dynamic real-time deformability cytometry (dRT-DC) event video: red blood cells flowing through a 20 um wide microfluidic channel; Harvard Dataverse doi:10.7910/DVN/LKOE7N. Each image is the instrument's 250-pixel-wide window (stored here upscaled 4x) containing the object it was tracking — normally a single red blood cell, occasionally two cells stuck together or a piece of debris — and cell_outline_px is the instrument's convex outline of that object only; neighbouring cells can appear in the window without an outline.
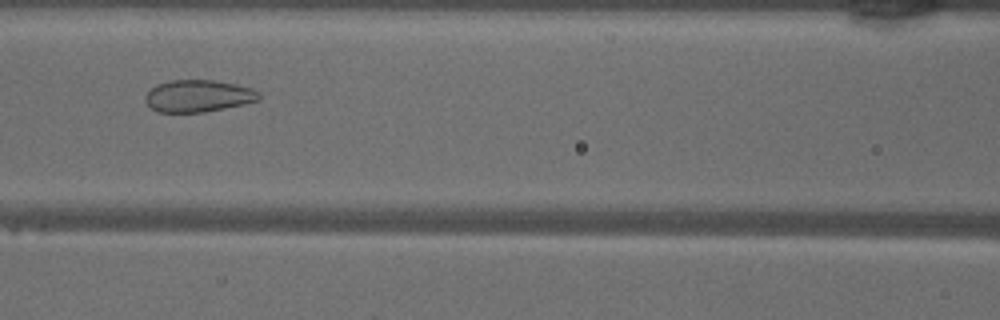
{"species": "common noctule bat (a hibernating species)", "species_latin": "Nyctalus noctula", "temperature_condition": "warm", "stored_images_in_passage": 35, "camera_frame_rate_fps": 3000, "um_per_image_px": 0.085, "animal": {"sex": "male", "body_mass_g": 18.8}, "frame": {"image": 1, "passage_image": 7, "time_ms": 2.0, "image_size_px": [1000, 320], "cell_outline_px": [[260, 100], [244, 104], [204, 112], [156, 112], [144, 100], [144, 96], [156, 84], [168, 80], [216, 80], [236, 84], [252, 88], [260, 92]], "centroid_in_image_um": [16.86, 8.15], "position_along_channel_um": 149.7, "area_um2": 21.39}}
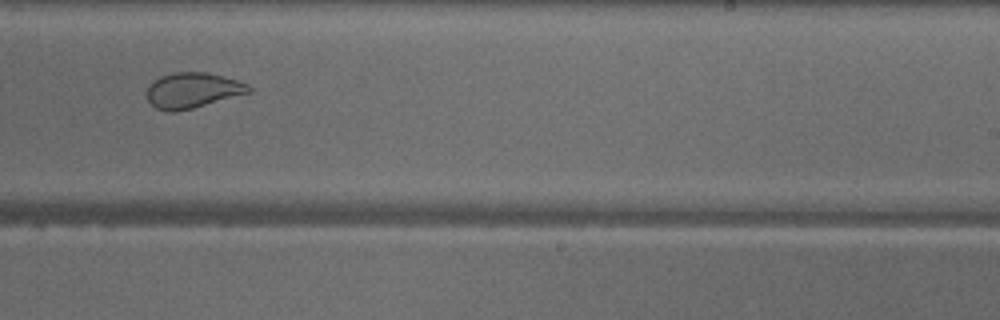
{"frame": {"image": 2, "passage_image": 16, "time_ms": 5.0, "image_size_px": [1000, 320], "cell_outline_px": [[252, 92], [192, 108], [176, 112], [168, 112], [156, 108], [148, 100], [148, 84], [152, 80], [160, 76], [172, 72], [208, 72], [224, 76], [248, 84], [252, 88]], "centroid_in_image_um": [16.37, 7.67], "position_along_channel_um": 272.6, "area_um2": 21.15}}
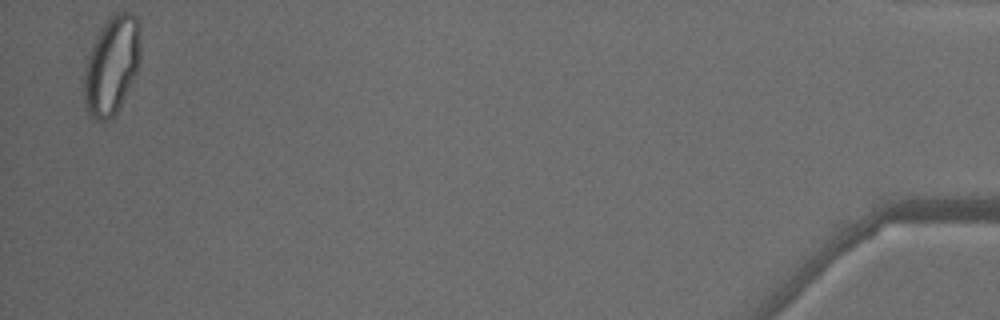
{"frame": {"image": 3, "passage_image": 34, "time_ms": 11.0, "image_size_px": [1000, 320], "cell_outline_px": [[140, 64], [116, 112], [108, 120], [96, 120], [88, 116], [84, 104], [84, 72], [88, 52], [92, 44], [108, 16], [116, 12], [132, 12], [136, 16], [140, 44]], "centroid_in_image_um": [9.47, 5.54], "position_along_channel_um": 425.7, "area_um2": 32.25}, "authors_computed_cell_mechanics": {"area_um2": 24.276, "velocity_mm_per_s": 4.112, "shape_relaxation_time_tau1_ms": null, "shape_relaxation_time_tau2_ms": 0.7611, "deformation_change_tau1": null, "deformation_change_tau2": 0.0719}}